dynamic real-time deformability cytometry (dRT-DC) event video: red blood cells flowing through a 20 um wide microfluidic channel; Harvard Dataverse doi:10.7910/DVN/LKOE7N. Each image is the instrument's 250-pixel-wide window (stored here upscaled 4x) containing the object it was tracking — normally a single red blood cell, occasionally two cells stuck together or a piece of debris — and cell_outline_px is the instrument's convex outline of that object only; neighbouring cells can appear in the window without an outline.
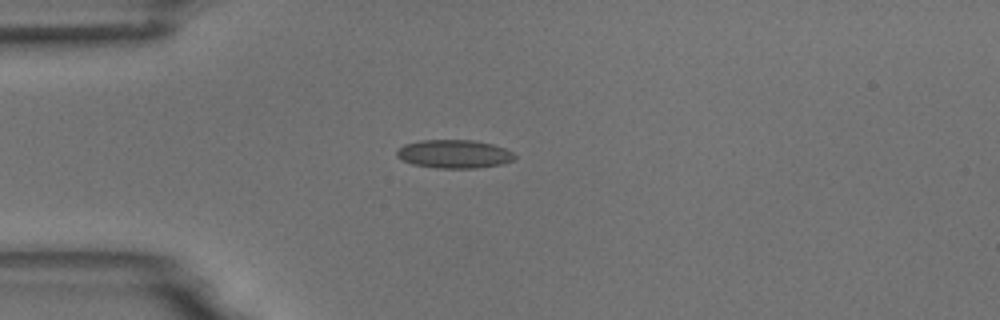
{"species": "common noctule bat (a hibernating species)", "species_latin": "Nyctalus noctula", "temperature_condition": "room temperature", "stored_images_in_passage": 4, "camera_frame_rate_fps": 3000, "um_per_image_px": 0.085, "animal": {"sex": "male", "body_mass_g": 18.8}, "frame": {"image": 1, "passage_image": 4, "time_ms": 3.333, "image_size_px": [1000, 320], "cell_outline_px": [[516, 156], [512, 160], [500, 164], [476, 168], [436, 168], [412, 164], [400, 160], [396, 156], [396, 152], [404, 144], [420, 140], [476, 140], [492, 144], [504, 148], [512, 152]], "centroid_in_image_um": [38.56, 13.08], "position_along_channel_um": 46.4, "area_um2": 19.54}}